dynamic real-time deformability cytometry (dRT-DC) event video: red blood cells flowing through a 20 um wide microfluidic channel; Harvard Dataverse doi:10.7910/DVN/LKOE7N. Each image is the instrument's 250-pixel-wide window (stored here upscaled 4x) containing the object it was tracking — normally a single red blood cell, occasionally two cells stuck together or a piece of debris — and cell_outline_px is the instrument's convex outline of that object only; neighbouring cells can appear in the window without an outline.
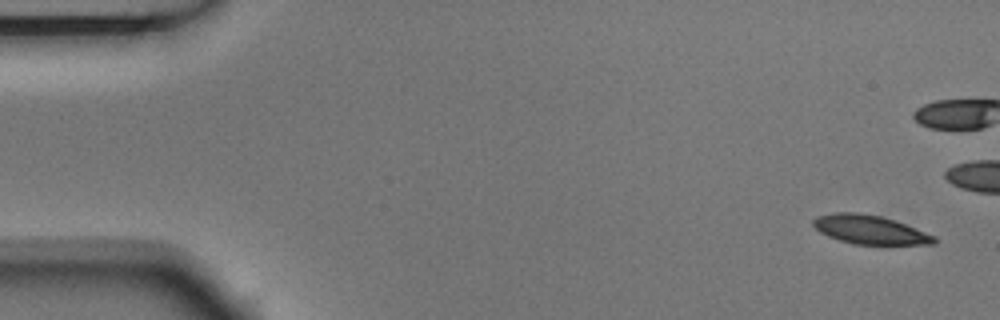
{"species": "Egyptian fruit bat (a non-hibernating species)", "species_latin": "Rousettus aegyptiacus", "temperature_condition": "room temperature", "stored_images_in_passage": 9, "camera_frame_rate_fps": 3000, "um_per_image_px": 0.085, "animal": {"sex": "male"}, "frame": {"image": 1, "passage_image": 1, "time_ms": 0.0, "image_size_px": [1000, 320], "cell_outline_px": [[940, 240], [936, 244], [852, 244], [828, 236], [820, 232], [812, 224], [812, 220], [816, 216], [832, 212], [860, 212], [880, 216], [896, 220], [936, 236]], "centroid_in_image_um": [73.96, 19.51], "position_along_channel_um": 11.0, "area_um2": 20.58}}